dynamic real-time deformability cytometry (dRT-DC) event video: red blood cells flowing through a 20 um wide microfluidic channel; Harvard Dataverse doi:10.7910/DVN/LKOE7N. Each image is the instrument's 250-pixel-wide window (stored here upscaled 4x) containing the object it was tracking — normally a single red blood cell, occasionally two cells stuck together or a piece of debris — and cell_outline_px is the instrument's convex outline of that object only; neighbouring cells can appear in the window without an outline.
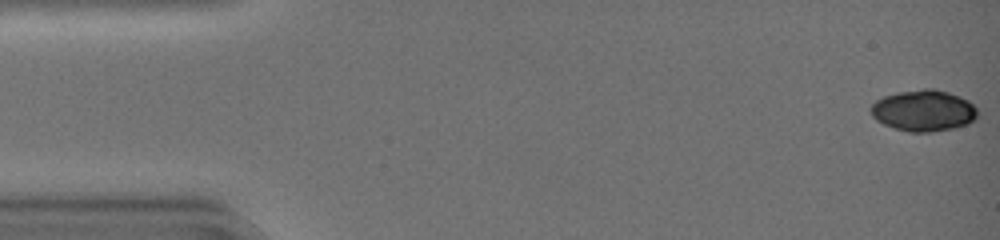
{"species": "common noctule bat (a hibernating species)", "species_latin": "Nyctalus noctula", "temperature_condition": "warm", "stored_images_in_passage": 45, "camera_frame_rate_fps": 3000, "um_per_image_px": 0.085, "animal": {"sex": "female", "body_mass_g": 19.0, "forearm_length_mm": 51.5}, "frame": {"image": 1, "passage_image": 1, "time_ms": 0.0, "image_size_px": [1000, 240], "cell_outline_px": [[976, 120], [968, 124], [952, 128], [932, 132], [908, 132], [884, 124], [876, 120], [872, 116], [868, 108], [876, 100], [884, 96], [896, 92], [924, 88], [932, 88], [948, 92], [960, 96], [968, 100], [976, 108]], "centroid_in_image_um": [78.48, 9.39], "position_along_channel_um": 6.5, "area_um2": 25.84}}
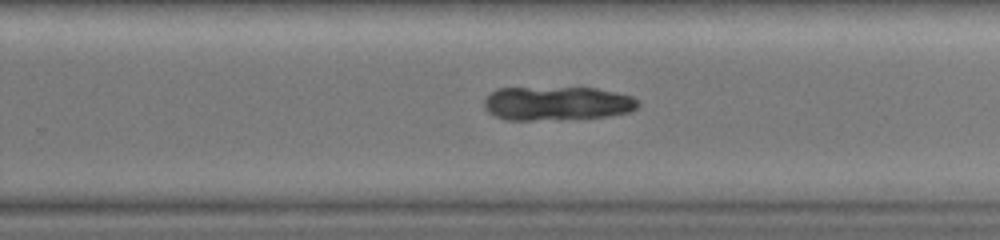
{"frame": {"image": 2, "passage_image": 30, "time_ms": 9.667, "image_size_px": [1000, 240], "cell_outline_px": [[640, 104], [636, 108], [628, 112], [604, 116], [560, 120], [508, 120], [496, 116], [488, 112], [484, 108], [484, 100], [496, 88], [596, 88], [616, 92], [632, 96]], "centroid_in_image_um": [47.32, 8.79], "position_along_channel_um": 282.5, "area_um2": 30.4}}
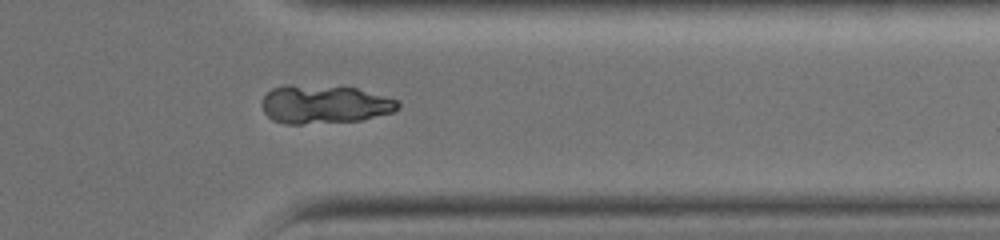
{"frame": {"image": 3, "passage_image": 37, "time_ms": 12.0, "image_size_px": [1000, 240], "cell_outline_px": [[400, 108], [392, 112], [360, 120], [300, 124], [284, 124], [272, 120], [264, 112], [260, 104], [264, 96], [272, 88], [284, 84], [288, 84], [356, 88], [400, 100]], "centroid_in_image_um": [27.54, 8.86], "position_along_channel_um": 383.9, "area_um2": 30.58}, "authors_computed_cell_mechanics": {"area_um2": 29.5936, "velocity_mm_per_s": 4.2966, "shape_relaxation_time_tau1_ms": 9.1728, "shape_relaxation_time_tau2_ms": null, "deformation_change_tau1": 0.3245, "deformation_change_tau2": null}}